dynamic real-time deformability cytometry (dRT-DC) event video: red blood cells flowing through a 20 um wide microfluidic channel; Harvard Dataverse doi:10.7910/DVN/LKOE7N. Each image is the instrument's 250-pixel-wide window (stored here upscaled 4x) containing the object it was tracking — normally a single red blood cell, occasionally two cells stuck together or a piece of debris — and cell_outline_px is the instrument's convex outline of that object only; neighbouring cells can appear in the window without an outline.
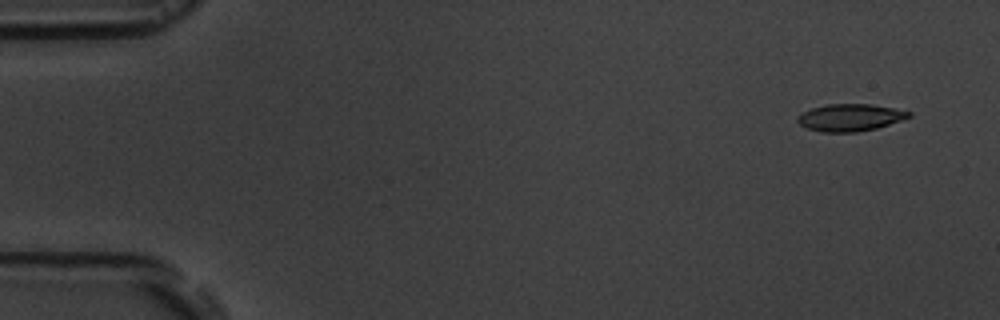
{"species": "common noctule bat (a hibernating species)", "species_latin": "Nyctalus noctula", "temperature_condition": "room temperature", "stored_images_in_passage": 5, "camera_frame_rate_fps": 3000, "um_per_image_px": 0.085, "animal": {"sex": "male", "body_mass_g": 19.5, "forearm_length_mm": 54.6}, "frame": {"image": 1, "passage_image": 1, "time_ms": 0.0, "image_size_px": [1000, 320], "cell_outline_px": [[912, 116], [876, 128], [856, 132], [824, 132], [808, 128], [800, 124], [796, 120], [796, 116], [812, 108], [828, 104], [872, 104], [912, 112]], "centroid_in_image_um": [72.25, 9.98], "position_along_channel_um": 12.8, "area_um2": 17.4}}